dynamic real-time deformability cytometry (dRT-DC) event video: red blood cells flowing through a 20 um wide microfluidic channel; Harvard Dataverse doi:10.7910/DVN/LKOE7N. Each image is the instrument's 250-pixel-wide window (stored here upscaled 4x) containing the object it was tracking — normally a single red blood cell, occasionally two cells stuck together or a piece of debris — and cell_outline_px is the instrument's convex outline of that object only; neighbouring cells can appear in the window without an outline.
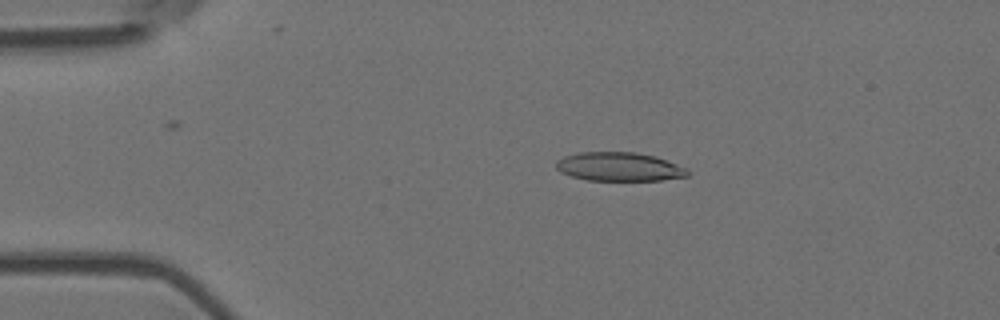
{"species": "Egyptian fruit bat (a non-hibernating species)", "species_latin": "Rousettus aegyptiacus", "temperature_condition": "room temperature", "stored_images_in_passage": 5, "camera_frame_rate_fps": 3000, "um_per_image_px": 0.085, "animal": {"sex": "female"}, "frame": {"image": 1, "passage_image": 2, "time_ms": 0.333, "image_size_px": [1000, 320], "cell_outline_px": [[692, 172], [688, 176], [660, 180], [588, 180], [572, 176], [560, 172], [556, 168], [556, 160], [564, 156], [576, 152], [636, 152], [656, 156], [688, 168]], "centroid_in_image_um": [52.65, 14.16], "position_along_channel_um": 32.3, "area_um2": 22.25}}
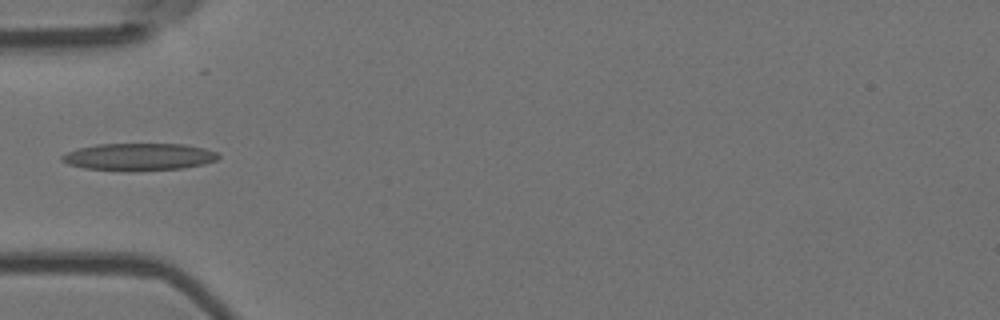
{"frame": {"image": 2, "passage_image": 4, "time_ms": 1.0, "image_size_px": [1000, 320], "cell_outline_px": [[220, 156], [216, 160], [204, 164], [184, 168], [128, 172], [84, 168], [68, 164], [60, 160], [60, 156], [68, 152], [80, 148], [96, 144], [184, 144], [204, 148], [216, 152]], "centroid_in_image_um": [11.8, 13.34], "position_along_channel_um": 73.2, "area_um2": 25.09}}
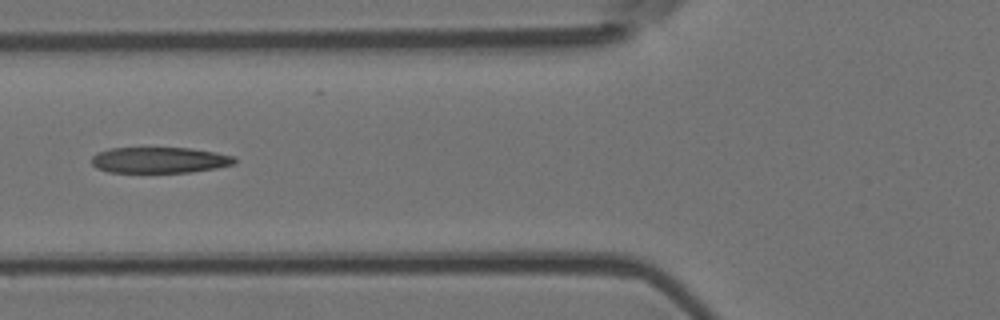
{"frame": {"image": 3, "passage_image": 5, "time_ms": 1.333, "image_size_px": [1000, 320], "cell_outline_px": [[236, 164], [216, 168], [192, 172], [108, 172], [96, 168], [92, 164], [92, 156], [96, 152], [108, 148], [188, 148], [216, 152], [236, 156]], "centroid_in_image_um": [13.57, 13.6], "position_along_channel_um": 112.2, "area_um2": 21.79}}